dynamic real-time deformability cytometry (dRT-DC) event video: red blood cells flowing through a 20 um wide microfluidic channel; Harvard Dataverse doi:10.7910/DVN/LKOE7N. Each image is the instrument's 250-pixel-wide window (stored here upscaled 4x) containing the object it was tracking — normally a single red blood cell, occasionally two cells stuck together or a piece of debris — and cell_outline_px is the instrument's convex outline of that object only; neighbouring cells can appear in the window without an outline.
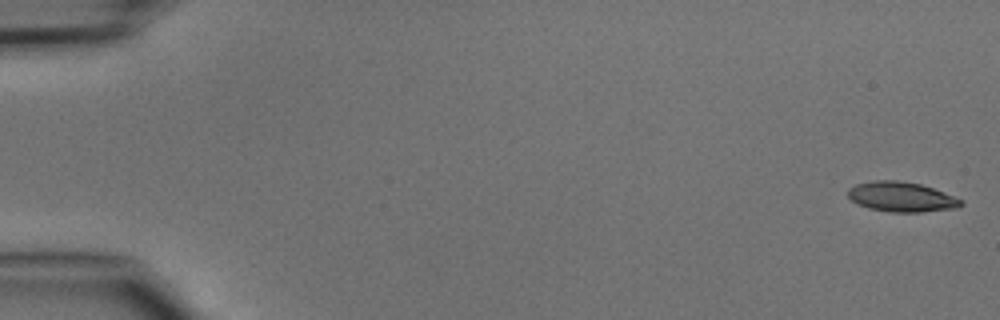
{"species": "common noctule bat (a hibernating species)", "species_latin": "Nyctalus noctula", "temperature_condition": "cold", "stored_images_in_passage": 9, "camera_frame_rate_fps": 3000, "um_per_image_px": 0.085, "animal": {"sex": "male", "body_mass_g": 15.6}, "frame": {"image": 1, "passage_image": 1, "time_ms": 0.0, "image_size_px": [1000, 320], "cell_outline_px": [[964, 204], [956, 208], [920, 212], [892, 212], [868, 208], [852, 200], [848, 196], [848, 188], [856, 184], [876, 180], [896, 180], [920, 184], [944, 192], [964, 200]], "centroid_in_image_um": [76.64, 16.73], "position_along_channel_um": 8.4, "area_um2": 19.59}}